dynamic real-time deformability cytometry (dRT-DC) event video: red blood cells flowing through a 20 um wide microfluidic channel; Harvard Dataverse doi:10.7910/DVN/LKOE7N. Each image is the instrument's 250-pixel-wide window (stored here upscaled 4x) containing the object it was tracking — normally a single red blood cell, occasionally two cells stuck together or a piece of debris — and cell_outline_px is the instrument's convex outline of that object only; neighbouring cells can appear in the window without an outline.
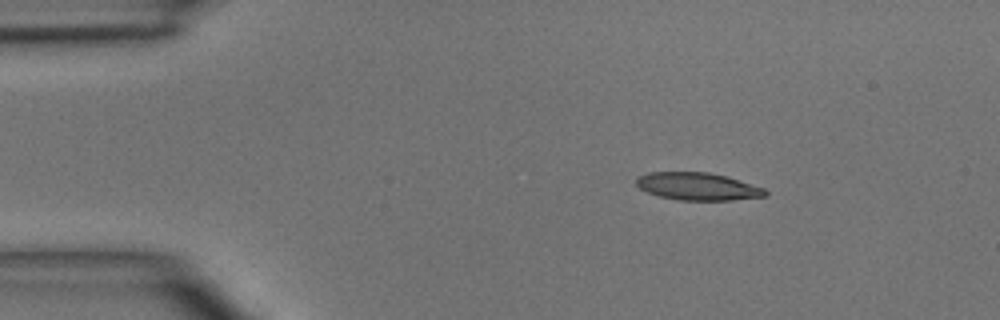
{"species": "common noctule bat (a hibernating species)", "species_latin": "Nyctalus noctula", "temperature_condition": "room temperature", "stored_images_in_passage": 4, "camera_frame_rate_fps": 3000, "um_per_image_px": 0.085, "animal": {"sex": "male", "body_mass_g": 15.6}, "frame": {"image": 1, "passage_image": 1, "time_ms": 0.0, "image_size_px": [1000, 320], "cell_outline_px": [[768, 196], [732, 200], [680, 200], [660, 196], [648, 192], [640, 188], [636, 184], [636, 180], [640, 176], [648, 172], [708, 172], [728, 176], [764, 188], [768, 192]], "centroid_in_image_um": [59.35, 15.84], "position_along_channel_um": 25.6, "area_um2": 20.69}}
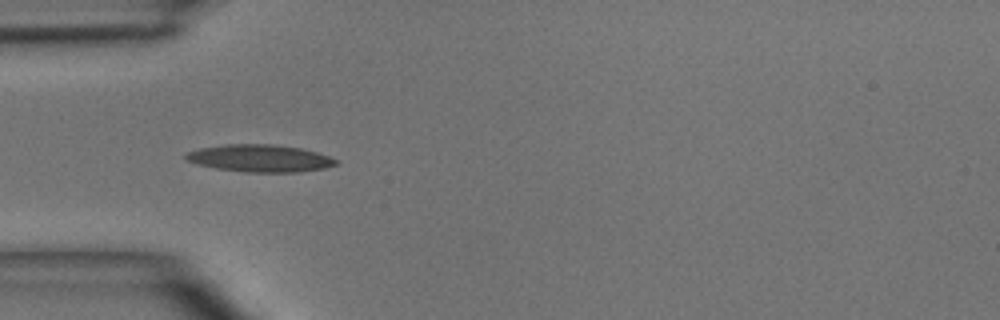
{"frame": {"image": 2, "passage_image": 3, "time_ms": 2.333, "image_size_px": [1000, 320], "cell_outline_px": [[336, 164], [324, 168], [296, 172], [244, 172], [216, 168], [196, 164], [188, 160], [184, 156], [188, 152], [200, 148], [224, 144], [268, 144], [300, 148], [316, 152], [328, 156], [336, 160]], "centroid_in_image_um": [22.05, 13.45], "position_along_channel_um": 62.9, "area_um2": 23.58}}